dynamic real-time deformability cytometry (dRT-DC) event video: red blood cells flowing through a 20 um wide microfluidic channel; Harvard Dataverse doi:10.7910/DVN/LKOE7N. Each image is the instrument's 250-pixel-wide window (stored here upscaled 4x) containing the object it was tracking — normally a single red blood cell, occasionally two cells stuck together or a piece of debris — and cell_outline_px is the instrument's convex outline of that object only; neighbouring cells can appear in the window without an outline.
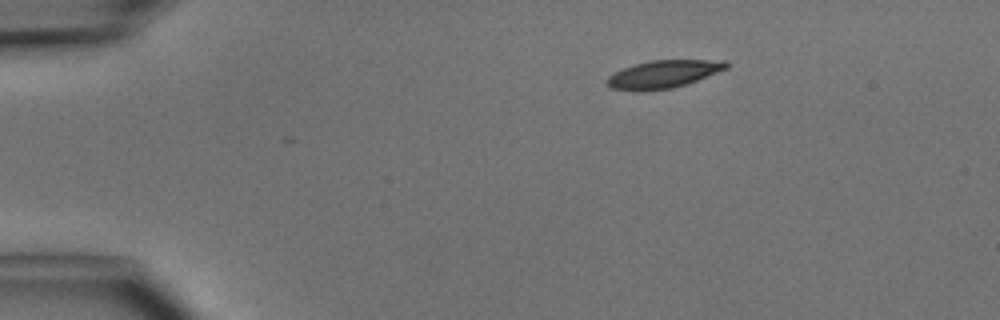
{"species": "common noctule bat (a hibernating species)", "species_latin": "Nyctalus noctula", "temperature_condition": "cold", "stored_images_in_passage": 5, "camera_frame_rate_fps": 3000, "um_per_image_px": 0.085, "animal": {"sex": "male", "body_mass_g": 15.6}, "frame": {"image": 1, "passage_image": 1, "time_ms": 0.0, "image_size_px": [1000, 320], "cell_outline_px": [[728, 68], [696, 80], [672, 88], [612, 88], [604, 80], [608, 76], [624, 68], [648, 60], [724, 60], [728, 64]], "centroid_in_image_um": [56.44, 6.24], "position_along_channel_um": 28.6, "area_um2": 18.26}}
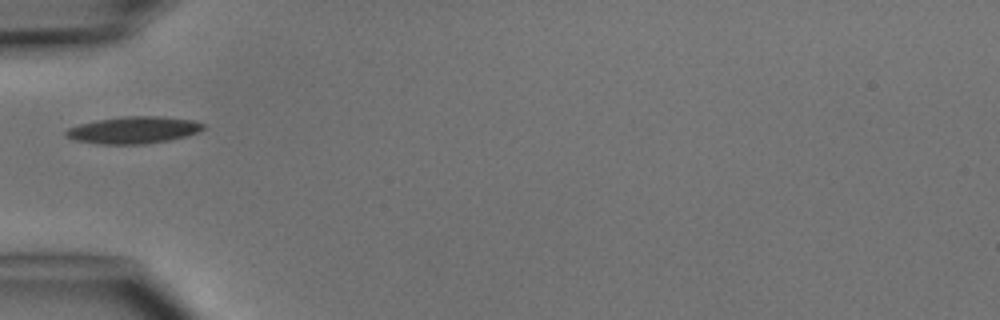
{"frame": {"image": 2, "passage_image": 3, "time_ms": 2.667, "image_size_px": [1000, 320], "cell_outline_px": [[204, 128], [200, 132], [168, 140], [144, 144], [100, 144], [72, 140], [64, 136], [64, 132], [68, 128], [80, 124], [96, 120], [124, 116], [160, 116], [192, 120], [204, 124]], "centroid_in_image_um": [11.31, 11.05], "position_along_channel_um": 73.7, "area_um2": 21.62}}
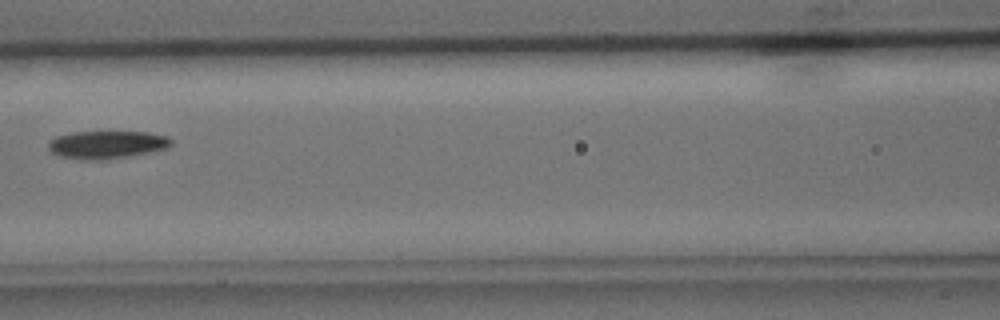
{"frame": {"image": 3, "passage_image": 5, "time_ms": 4.667, "image_size_px": [1000, 320], "cell_outline_px": [[172, 144], [168, 148], [128, 156], [104, 160], [84, 160], [56, 156], [48, 148], [48, 140], [56, 136], [72, 132], [148, 132], [168, 136], [172, 140]], "centroid_in_image_um": [9.05, 12.3], "position_along_channel_um": 157.6, "area_um2": 20.11}}